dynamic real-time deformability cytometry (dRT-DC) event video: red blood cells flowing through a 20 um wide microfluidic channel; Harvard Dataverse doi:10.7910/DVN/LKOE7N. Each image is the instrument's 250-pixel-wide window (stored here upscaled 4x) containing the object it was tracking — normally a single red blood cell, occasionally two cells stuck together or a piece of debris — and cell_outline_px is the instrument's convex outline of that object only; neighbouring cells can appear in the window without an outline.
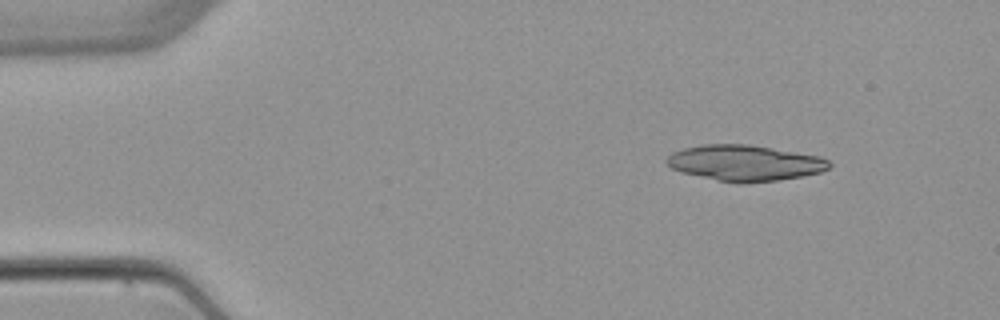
{"species": "common noctule bat (a hibernating species)", "species_latin": "Nyctalus noctula", "temperature_condition": "warm", "stored_images_in_passage": 2, "camera_frame_rate_fps": 3000, "um_per_image_px": 0.085, "animal": {"sex": "female", "body_mass_g": 22.7, "forearm_length_mm": 54.2}, "frame": {"image": 1, "passage_image": 1, "time_ms": 0.0, "image_size_px": [1000, 320], "cell_outline_px": [[832, 164], [828, 168], [820, 172], [804, 176], [776, 180], [744, 184], [740, 184], [716, 180], [680, 172], [672, 168], [664, 160], [672, 152], [684, 148], [700, 144], [748, 144], [820, 156], [828, 160]], "centroid_in_image_um": [63.29, 13.85], "position_along_channel_um": 21.7, "area_um2": 34.1}}